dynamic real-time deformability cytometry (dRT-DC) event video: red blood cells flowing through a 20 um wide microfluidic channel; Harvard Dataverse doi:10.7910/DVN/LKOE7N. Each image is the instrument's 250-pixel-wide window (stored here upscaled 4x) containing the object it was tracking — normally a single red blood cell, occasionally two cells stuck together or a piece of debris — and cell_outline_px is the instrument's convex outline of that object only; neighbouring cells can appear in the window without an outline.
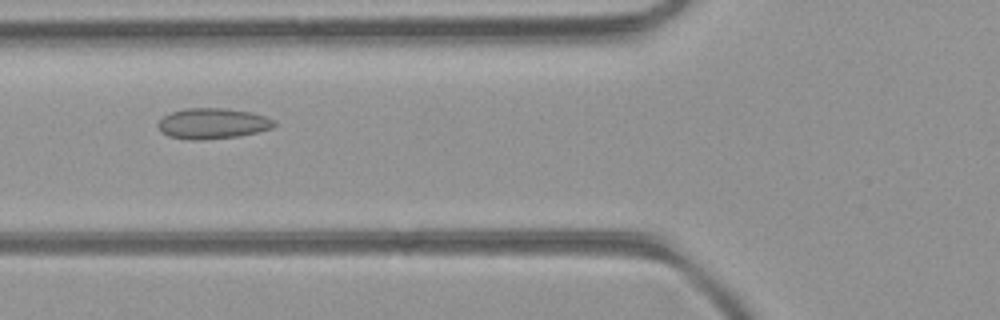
{"species": "common noctule bat (a hibernating species)", "species_latin": "Nyctalus noctula", "temperature_condition": "room temperature", "stored_images_in_passage": 41, "camera_frame_rate_fps": 3000, "um_per_image_px": 0.085, "animal": {"sex": "female", "body_mass_g": 21.9}, "frame": {"image": 1, "passage_image": 11, "time_ms": 3.333, "image_size_px": [1000, 320], "cell_outline_px": [[276, 124], [272, 128], [240, 136], [168, 136], [160, 132], [156, 124], [164, 116], [172, 112], [184, 108], [224, 108], [252, 112], [276, 120]], "centroid_in_image_um": [18.12, 10.43], "position_along_channel_um": 107.7, "area_um2": 19.71}}
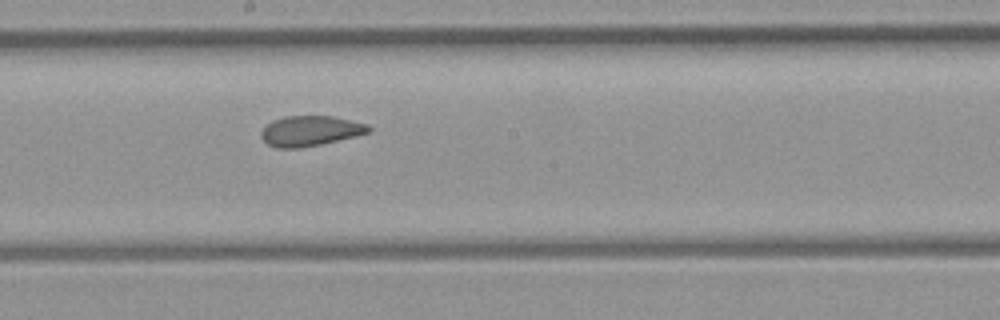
{"frame": {"image": 2, "passage_image": 19, "time_ms": 6.0, "image_size_px": [1000, 320], "cell_outline_px": [[372, 132], [356, 136], [320, 144], [300, 148], [276, 148], [268, 144], [260, 136], [260, 132], [272, 120], [284, 116], [332, 116], [368, 124], [372, 128]], "centroid_in_image_um": [26.39, 11.12], "position_along_channel_um": 221.8, "area_um2": 18.96}}
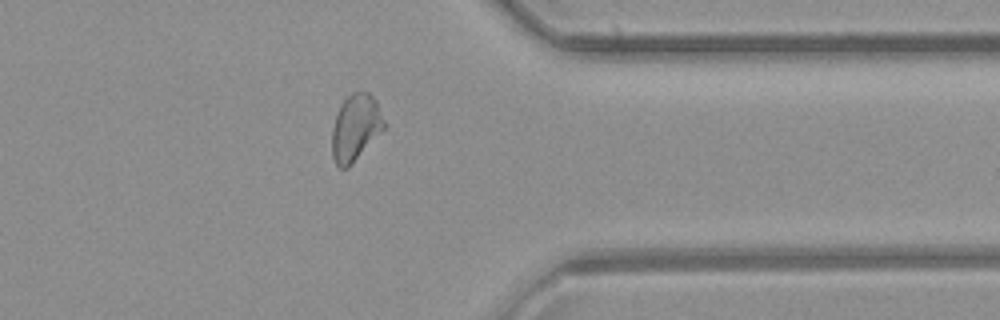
{"frame": {"image": 3, "passage_image": 31, "time_ms": 10.0, "image_size_px": [1000, 320], "cell_outline_px": [[388, 124], [348, 168], [340, 168], [336, 164], [332, 156], [332, 128], [340, 104], [352, 92], [368, 92], [376, 100]], "centroid_in_image_um": [30.24, 10.83], "position_along_channel_um": 381.2, "area_um2": 20.23}, "authors_computed_cell_mechanics": {"area_um2": 20.23, "velocity_mm_per_s": 4.2585, "shape_relaxation_time_tau1_ms": null, "shape_relaxation_time_tau2_ms": 1.4441, "deformation_change_tau1": null, "deformation_change_tau2": 0.0682}}